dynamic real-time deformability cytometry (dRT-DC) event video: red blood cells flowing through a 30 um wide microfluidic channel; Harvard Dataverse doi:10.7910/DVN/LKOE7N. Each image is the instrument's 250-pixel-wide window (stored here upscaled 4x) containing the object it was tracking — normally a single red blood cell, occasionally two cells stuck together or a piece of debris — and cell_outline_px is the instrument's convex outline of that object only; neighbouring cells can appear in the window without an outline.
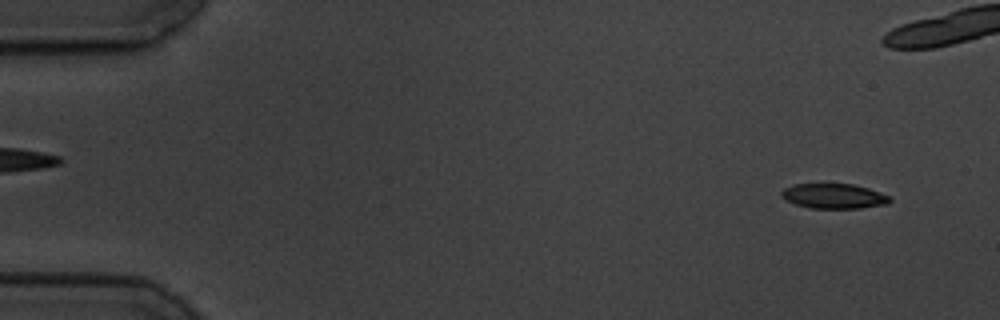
{"species": "common noctule bat (a hibernating species)", "species_latin": "Nyctalus noctula", "temperature_condition": "cold", "stored_images_in_passage": 52, "camera_frame_rate_fps": 3000, "um_per_image_px": 0.085, "animal": {"sex": "male", "body_mass_g": 19.5, "forearm_length_mm": 54.6}, "frame": {"image": 1, "passage_image": 1, "time_ms": 0.0, "image_size_px": [1000, 320], "cell_outline_px": [[892, 200], [888, 204], [860, 208], [812, 208], [796, 204], [784, 200], [780, 196], [780, 192], [784, 188], [792, 184], [820, 180], [852, 184], [868, 188], [888, 196]], "centroid_in_image_um": [70.78, 16.61], "position_along_channel_um": 14.2, "area_um2": 16.59}}
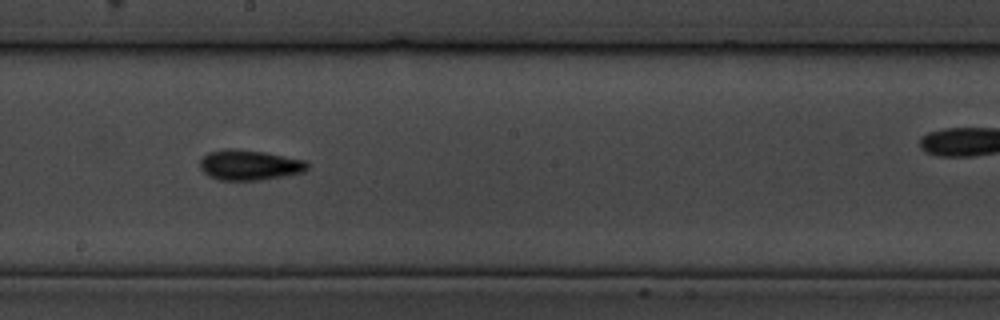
{"frame": {"image": 2, "passage_image": 29, "time_ms": 9.333, "image_size_px": [1000, 320], "cell_outline_px": [[308, 168], [304, 172], [260, 180], [220, 180], [208, 176], [200, 168], [200, 160], [208, 152], [224, 148], [236, 148], [264, 152], [304, 160], [308, 164]], "centroid_in_image_um": [21.16, 14.02], "position_along_channel_um": 227.0, "area_um2": 18.96}}
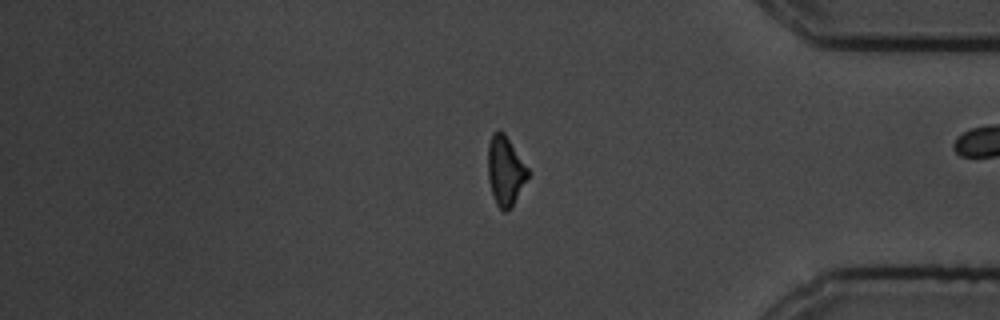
{"frame": {"image": 3, "passage_image": 45, "time_ms": 14.667, "image_size_px": [1000, 320], "cell_outline_px": [[528, 176], [508, 212], [504, 212], [496, 204], [488, 180], [488, 144], [492, 132], [500, 128], [504, 132], [528, 168]], "centroid_in_image_um": [42.92, 14.47], "position_along_channel_um": 392.3, "area_um2": 16.01}, "authors_computed_cell_mechanics": {"area_um2": 17.0221, "velocity_mm_per_s": 3.501, "shape_relaxation_time_tau1_ms": 3.1995, "shape_relaxation_time_tau2_ms": 5.9405, "deformation_change_tau1": 0.124, "deformation_change_tau2": 0.1375}}